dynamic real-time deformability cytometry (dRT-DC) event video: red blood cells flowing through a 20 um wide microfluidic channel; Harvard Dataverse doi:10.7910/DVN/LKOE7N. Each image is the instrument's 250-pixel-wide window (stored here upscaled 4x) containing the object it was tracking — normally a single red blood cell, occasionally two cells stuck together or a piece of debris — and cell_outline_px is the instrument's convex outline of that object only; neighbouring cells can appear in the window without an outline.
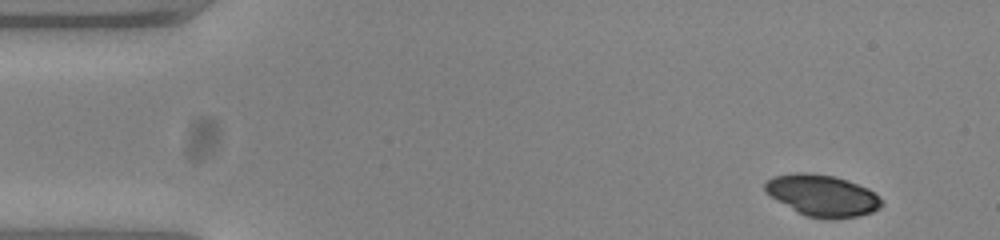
{"species": "common noctule bat (a hibernating species)", "species_latin": "Nyctalus noctula", "temperature_condition": "warm", "stored_images_in_passage": 51, "camera_frame_rate_fps": 3000, "um_per_image_px": 0.085, "animal": {"sex": "female", "body_mass_g": 23.0, "forearm_length_mm": 53.4}, "frame": {"image": 1, "passage_image": 1, "time_ms": 0.0, "image_size_px": [1000, 240], "cell_outline_px": [[884, 204], [880, 208], [872, 212], [856, 216], [804, 216], [768, 196], [764, 192], [764, 184], [772, 176], [796, 172], [808, 172], [832, 176], [848, 180], [868, 188], [884, 200]], "centroid_in_image_um": [69.86, 16.57], "position_along_channel_um": 15.1, "area_um2": 27.92}}